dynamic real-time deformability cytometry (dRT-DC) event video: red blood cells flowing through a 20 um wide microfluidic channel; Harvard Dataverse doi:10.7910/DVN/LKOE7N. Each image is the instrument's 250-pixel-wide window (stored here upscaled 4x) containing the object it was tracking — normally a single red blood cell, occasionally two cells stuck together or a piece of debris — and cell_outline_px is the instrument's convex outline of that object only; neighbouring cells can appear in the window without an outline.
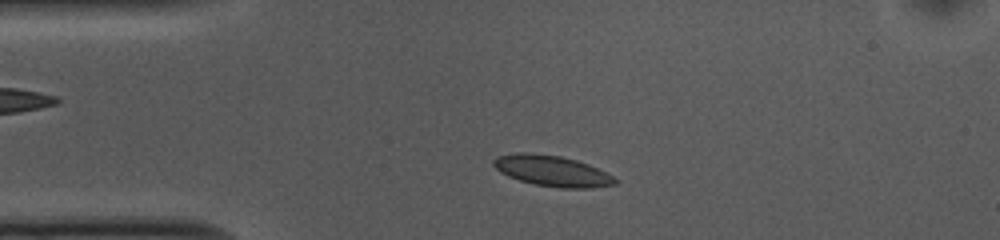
{"species": "common noctule bat (a hibernating species)", "species_latin": "Nyctalus noctula", "temperature_condition": "cold", "stored_images_in_passage": 40, "camera_frame_rate_fps": 3000, "um_per_image_px": 0.085, "animal": {"sex": "female", "body_mass_g": 10.0, "forearm_length_mm": 53.1}, "frame": {"image": 1, "passage_image": 4, "time_ms": 1.0, "image_size_px": [1000, 240], "cell_outline_px": [[620, 180], [616, 184], [592, 188], [560, 188], [536, 184], [520, 180], [508, 176], [500, 172], [492, 164], [492, 160], [496, 156], [516, 152], [532, 152], [560, 156], [576, 160], [588, 164]], "centroid_in_image_um": [46.91, 14.51], "position_along_channel_um": 38.1, "area_um2": 21.85}}
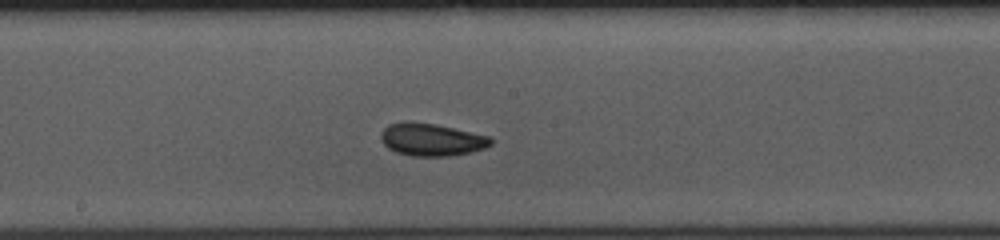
{"frame": {"image": 2, "passage_image": 20, "time_ms": 6.333, "image_size_px": [1000, 240], "cell_outline_px": [[492, 144], [484, 148], [468, 152], [448, 156], [412, 156], [396, 152], [388, 148], [384, 144], [380, 136], [380, 132], [388, 124], [404, 120], [436, 124], [492, 136]], "centroid_in_image_um": [36.66, 11.84], "position_along_channel_um": 211.5, "area_um2": 21.04}}
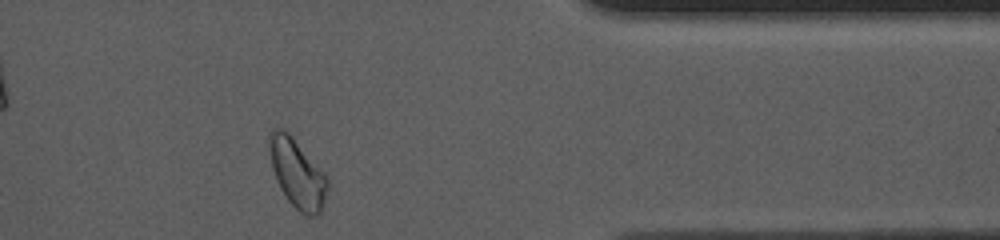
{"frame": {"image": 3, "passage_image": 36, "time_ms": 11.667, "image_size_px": [1000, 240], "cell_outline_px": [[328, 188], [320, 212], [316, 216], [308, 216], [300, 212], [288, 200], [280, 188], [276, 180], [272, 168], [268, 144], [268, 132], [272, 128], [280, 128], [288, 132], [292, 136], [324, 172], [328, 180]], "centroid_in_image_um": [25.24, 14.71], "position_along_channel_um": 386.2, "area_um2": 23.29}, "authors_computed_cell_mechanics": {"area_um2": 20.7502, "velocity_mm_per_s": 3.6739, "shape_relaxation_time_tau1_ms": 2.6547, "shape_relaxation_time_tau2_ms": 3.3414, "deformation_change_tau1": 0.0638, "deformation_change_tau2": 0.0618}}